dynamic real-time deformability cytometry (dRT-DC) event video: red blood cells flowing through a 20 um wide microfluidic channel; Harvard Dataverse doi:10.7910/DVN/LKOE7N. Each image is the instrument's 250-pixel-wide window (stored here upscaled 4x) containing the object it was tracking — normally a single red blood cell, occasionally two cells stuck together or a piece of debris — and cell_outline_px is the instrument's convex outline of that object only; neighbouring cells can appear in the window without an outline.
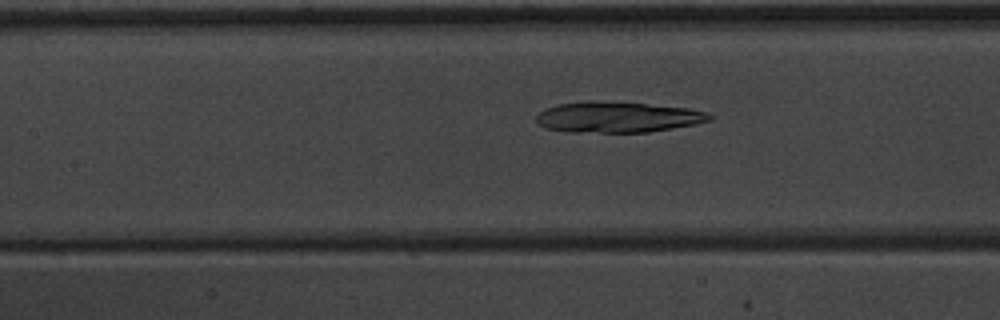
{"species": "common noctule bat (a hibernating species)", "species_latin": "Nyctalus noctula", "temperature_condition": "warm", "stored_images_in_passage": 51, "camera_frame_rate_fps": 3000, "um_per_image_px": 0.085, "animal": {"sex": "male", "body_mass_g": 20.1, "forearm_length_mm": 53.5}, "frame": {"image": 1, "passage_image": 24, "time_ms": 7.667, "image_size_px": [1000, 320], "cell_outline_px": [[712, 120], [696, 124], [648, 132], [568, 132], [548, 128], [540, 124], [536, 120], [536, 116], [544, 108], [556, 104], [584, 100], [596, 100], [644, 104], [688, 108], [708, 112], [712, 116]], "centroid_in_image_um": [52.48, 9.94], "position_along_channel_um": 154.9, "area_um2": 31.15}}
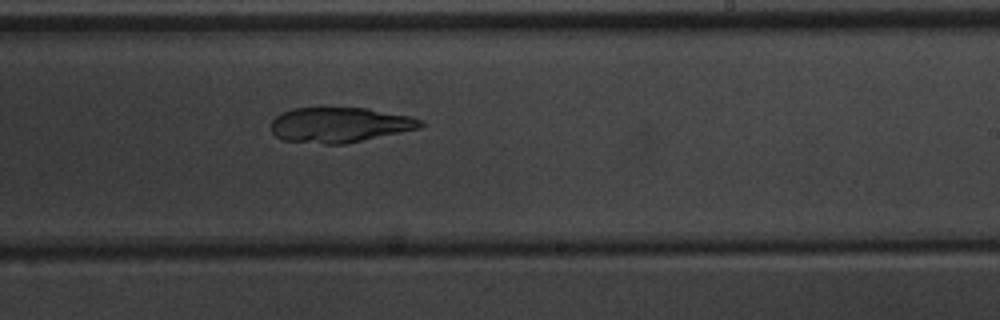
{"frame": {"image": 2, "passage_image": 32, "time_ms": 10.333, "image_size_px": [1000, 320], "cell_outline_px": [[424, 124], [420, 128], [344, 144], [324, 144], [284, 140], [276, 136], [272, 132], [272, 120], [276, 116], [292, 108], [368, 108], [408, 116], [424, 120]], "centroid_in_image_um": [28.88, 10.61], "position_along_channel_um": 260.1, "area_um2": 30.35}}
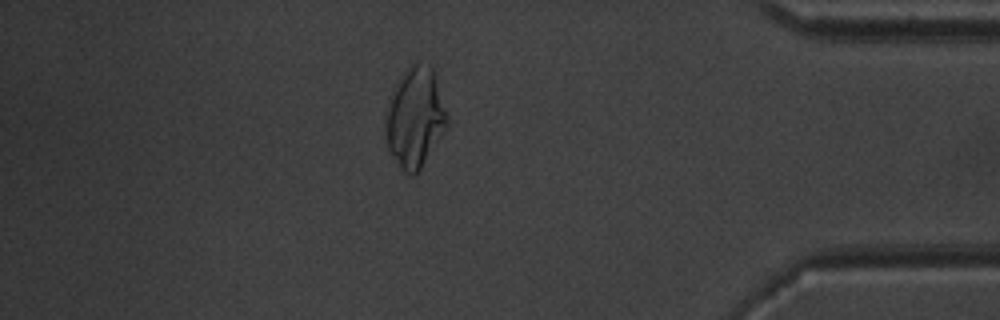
{"frame": {"image": 3, "passage_image": 45, "time_ms": 14.667, "image_size_px": [1000, 320], "cell_outline_px": [[448, 124], [420, 168], [412, 176], [404, 172], [388, 148], [384, 136], [384, 124], [392, 92], [400, 76], [408, 64], [416, 64], [432, 68], [436, 72], [448, 116]], "centroid_in_image_um": [35.28, 9.96], "position_along_channel_um": 399.9, "area_um2": 35.49}}